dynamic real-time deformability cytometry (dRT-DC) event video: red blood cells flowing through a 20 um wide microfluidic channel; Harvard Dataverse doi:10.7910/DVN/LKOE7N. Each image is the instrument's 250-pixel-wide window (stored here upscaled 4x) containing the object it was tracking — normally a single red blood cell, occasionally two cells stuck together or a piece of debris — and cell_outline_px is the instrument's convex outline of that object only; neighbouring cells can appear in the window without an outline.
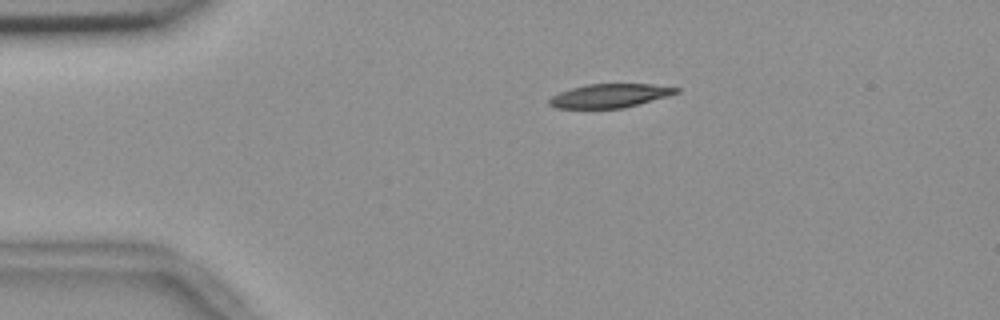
{"species": "common noctule bat (a hibernating species)", "species_latin": "Nyctalus noctula", "temperature_condition": "room temperature", "stored_images_in_passage": 6, "camera_frame_rate_fps": 3000, "um_per_image_px": 0.085, "animal": {"sex": "female", "body_mass_g": 18.4}, "frame": {"image": 1, "passage_image": 1, "time_ms": 0.0, "image_size_px": [1000, 320], "cell_outline_px": [[680, 92], [668, 96], [624, 108], [556, 108], [548, 104], [548, 100], [552, 96], [560, 92], [572, 88], [588, 84], [652, 84], [680, 88]], "centroid_in_image_um": [51.85, 8.14], "position_along_channel_um": 33.2, "area_um2": 17.51}}
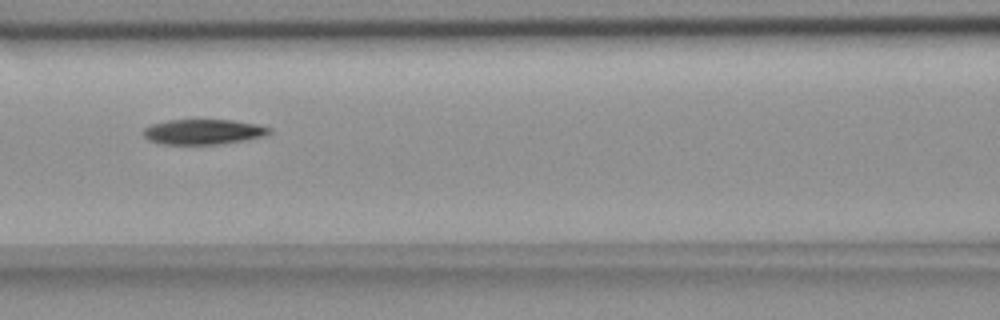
{"frame": {"image": 2, "passage_image": 4, "time_ms": 1.0, "image_size_px": [1000, 320], "cell_outline_px": [[272, 132], [264, 136], [244, 140], [220, 144], [160, 144], [148, 140], [144, 136], [144, 128], [152, 124], [168, 120], [232, 120], [256, 124], [272, 128]], "centroid_in_image_um": [17.29, 11.2], "position_along_channel_um": 149.3, "area_um2": 18.44}}
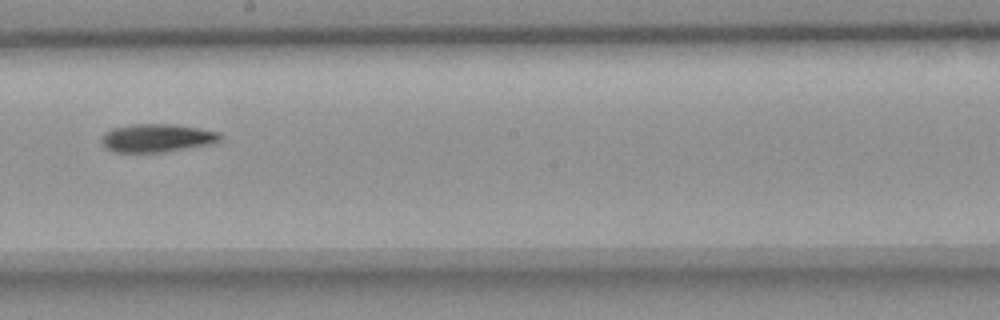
{"frame": {"image": 3, "passage_image": 6, "time_ms": 1.667, "image_size_px": [1000, 320], "cell_outline_px": [[220, 140], [212, 144], [164, 152], [116, 152], [104, 148], [100, 140], [104, 132], [112, 128], [132, 124], [168, 124], [196, 128], [220, 132]], "centroid_in_image_um": [13.29, 11.74], "position_along_channel_um": 234.9, "area_um2": 19.48}}